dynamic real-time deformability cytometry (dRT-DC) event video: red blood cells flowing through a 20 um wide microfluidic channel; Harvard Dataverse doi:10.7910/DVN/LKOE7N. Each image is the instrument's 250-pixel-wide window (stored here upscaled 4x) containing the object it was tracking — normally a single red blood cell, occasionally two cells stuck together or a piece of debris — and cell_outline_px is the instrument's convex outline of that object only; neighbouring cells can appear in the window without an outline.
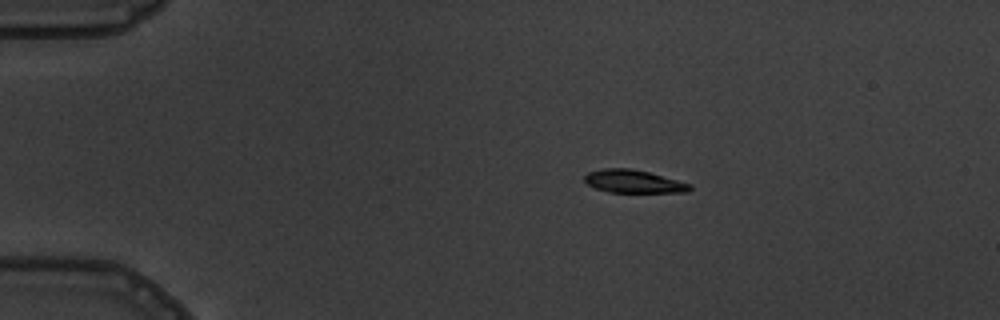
{"species": "common noctule bat (a hibernating species)", "species_latin": "Nyctalus noctula", "temperature_condition": "warm", "stored_images_in_passage": 5, "camera_frame_rate_fps": 3000, "um_per_image_px": 0.085, "animal": {"sex": "male", "body_mass_g": 19.5, "forearm_length_mm": 54.6}, "frame": {"image": 1, "passage_image": 2, "time_ms": 1.333, "image_size_px": [1000, 320], "cell_outline_px": [[692, 188], [688, 192], [608, 192], [596, 188], [588, 184], [584, 180], [584, 176], [588, 172], [604, 168], [632, 168], [648, 172], [692, 184]], "centroid_in_image_um": [53.85, 15.42], "position_along_channel_um": 31.1, "area_um2": 14.05}}
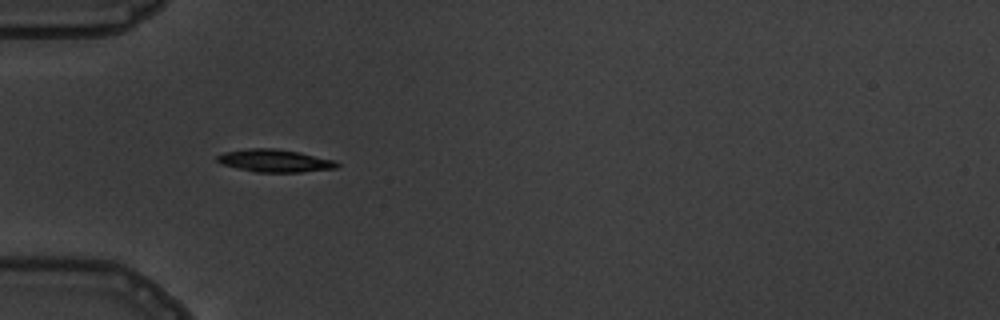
{"frame": {"image": 2, "passage_image": 4, "time_ms": 3.667, "image_size_px": [1000, 320], "cell_outline_px": [[340, 164], [336, 168], [300, 172], [256, 172], [220, 164], [216, 160], [216, 156], [224, 152], [248, 148], [276, 148], [300, 152], [336, 160]], "centroid_in_image_um": [23.36, 13.65], "position_along_channel_um": 61.6, "area_um2": 15.95}}